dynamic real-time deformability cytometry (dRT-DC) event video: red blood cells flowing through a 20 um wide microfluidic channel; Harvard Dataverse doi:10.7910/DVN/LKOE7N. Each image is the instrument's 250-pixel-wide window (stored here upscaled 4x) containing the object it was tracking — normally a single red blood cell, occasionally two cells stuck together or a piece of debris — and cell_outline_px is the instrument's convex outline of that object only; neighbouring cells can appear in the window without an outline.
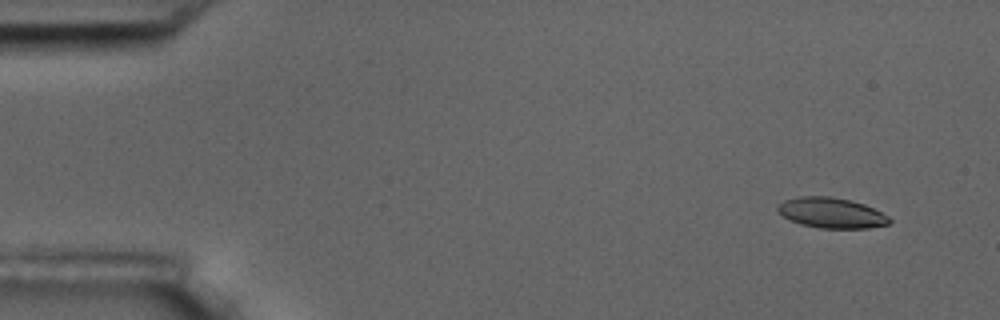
{"species": "common noctule bat (a hibernating species)", "species_latin": "Nyctalus noctula", "temperature_condition": "room temperature", "stored_images_in_passage": 9, "camera_frame_rate_fps": 3000, "um_per_image_px": 0.085, "animal": {"sex": "male", "body_mass_g": 17.5, "forearm_length_mm": 52.3}, "frame": {"image": 1, "passage_image": 2, "time_ms": 1.0, "image_size_px": [1000, 320], "cell_outline_px": [[892, 220], [888, 224], [868, 228], [820, 228], [800, 224], [784, 216], [776, 208], [784, 200], [800, 196], [832, 196], [852, 200], [864, 204], [888, 216]], "centroid_in_image_um": [70.68, 18.08], "position_along_channel_um": 14.3, "area_um2": 19.65}}
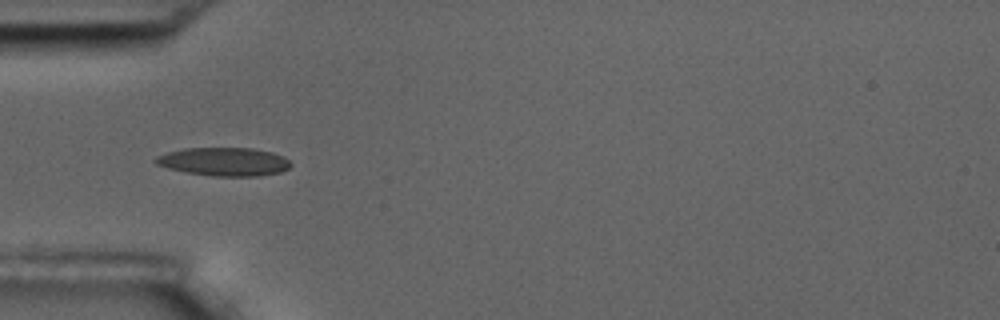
{"frame": {"image": 2, "passage_image": 6, "time_ms": 5.667, "image_size_px": [1000, 320], "cell_outline_px": [[292, 164], [288, 168], [280, 172], [260, 176], [212, 176], [188, 172], [168, 168], [156, 164], [152, 160], [156, 156], [168, 152], [184, 148], [252, 148], [272, 152], [284, 156]], "centroid_in_image_um": [19.05, 13.74], "position_along_channel_um": 66.0, "area_um2": 22.37}}
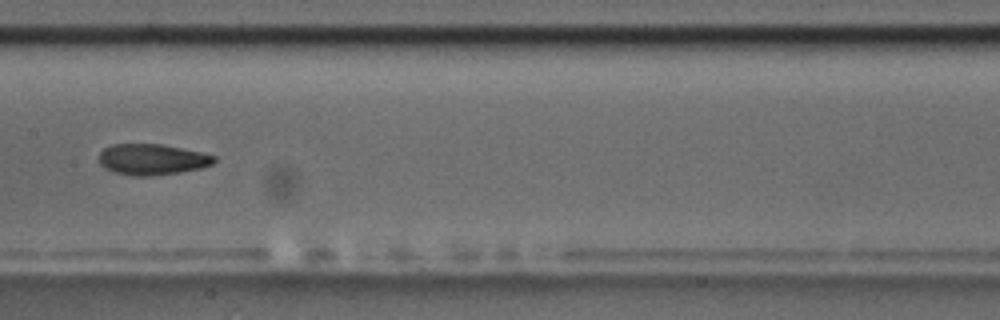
{"frame": {"image": 3, "passage_image": 9, "time_ms": 9.333, "image_size_px": [1000, 320], "cell_outline_px": [[216, 160], [212, 164], [200, 168], [180, 172], [148, 176], [132, 176], [116, 172], [104, 168], [100, 164], [100, 152], [104, 148], [112, 144], [160, 144], [200, 152], [216, 156]], "centroid_in_image_um": [12.92, 13.55], "position_along_channel_um": 194.5, "area_um2": 20.58}}